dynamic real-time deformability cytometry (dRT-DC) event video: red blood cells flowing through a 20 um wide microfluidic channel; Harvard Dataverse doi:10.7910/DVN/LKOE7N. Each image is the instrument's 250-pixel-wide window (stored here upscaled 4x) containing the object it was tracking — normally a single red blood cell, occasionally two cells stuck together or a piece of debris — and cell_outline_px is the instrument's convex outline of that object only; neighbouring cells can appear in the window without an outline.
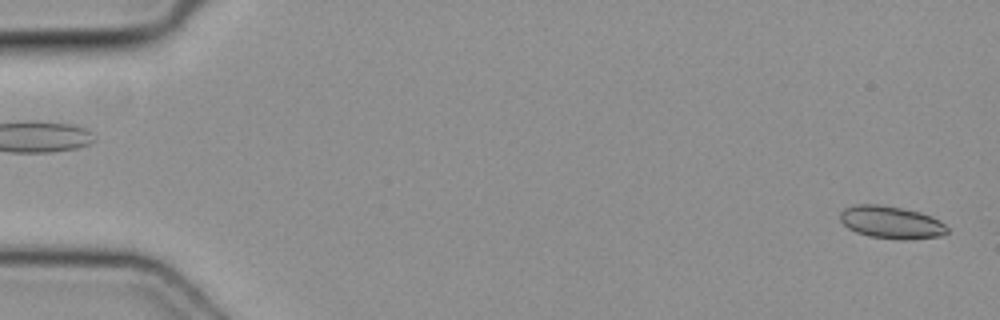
{"species": "common noctule bat (a hibernating species)", "species_latin": "Nyctalus noctula", "temperature_condition": "cold", "stored_images_in_passage": 11, "camera_frame_rate_fps": 3000, "um_per_image_px": 0.085, "animal": {"sex": "female", "body_mass_g": 19.3, "forearm_length_mm": 54.1}, "frame": {"image": 1, "passage_image": 1, "time_ms": 0.0, "image_size_px": [1000, 320], "cell_outline_px": [[948, 232], [940, 236], [908, 240], [896, 240], [868, 236], [856, 232], [848, 228], [840, 220], [840, 212], [844, 208], [852, 204], [880, 204], [920, 212], [940, 220], [948, 228]], "centroid_in_image_um": [75.73, 18.9], "position_along_channel_um": 9.3, "area_um2": 20.52}}